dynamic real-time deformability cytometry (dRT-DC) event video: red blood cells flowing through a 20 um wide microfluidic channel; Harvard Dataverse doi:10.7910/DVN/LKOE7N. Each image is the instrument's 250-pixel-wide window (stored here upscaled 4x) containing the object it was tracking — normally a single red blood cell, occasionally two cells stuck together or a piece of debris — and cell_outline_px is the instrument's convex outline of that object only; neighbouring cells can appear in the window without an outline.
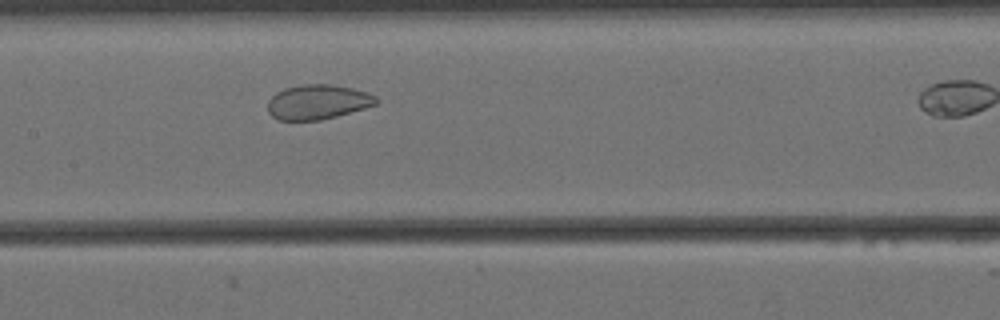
{"species": "Egyptian fruit bat (a non-hibernating species)", "species_latin": "Rousettus aegyptiacus", "temperature_condition": "cold", "stored_images_in_passage": 28, "camera_frame_rate_fps": 3000, "um_per_image_px": 0.085, "animal": {"sex": "female"}, "frame": {"image": 1, "passage_image": 18, "time_ms": 5.667, "image_size_px": [1000, 320], "cell_outline_px": [[376, 104], [364, 108], [336, 116], [320, 120], [276, 120], [268, 112], [268, 100], [276, 92], [284, 88], [304, 84], [332, 84], [352, 88], [368, 92], [376, 96]], "centroid_in_image_um": [26.97, 8.66], "position_along_channel_um": 180.4, "area_um2": 21.91}}
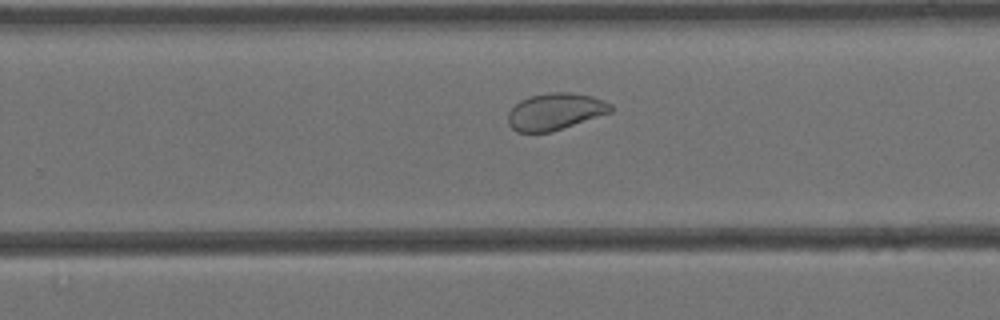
{"frame": {"image": 2, "passage_image": 27, "time_ms": 8.667, "image_size_px": [1000, 320], "cell_outline_px": [[612, 112], [552, 132], [516, 132], [508, 124], [508, 112], [520, 100], [532, 96], [548, 92], [568, 92], [592, 96], [604, 100], [612, 104]], "centroid_in_image_um": [47.2, 9.48], "position_along_channel_um": 282.6, "area_um2": 22.08}}